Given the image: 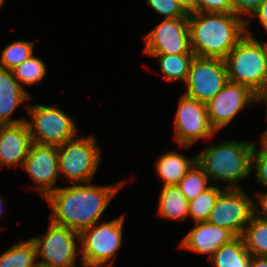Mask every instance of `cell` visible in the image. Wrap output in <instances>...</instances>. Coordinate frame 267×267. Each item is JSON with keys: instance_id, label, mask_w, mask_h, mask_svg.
Segmentation results:
<instances>
[{"instance_id": "obj_1", "label": "cell", "mask_w": 267, "mask_h": 267, "mask_svg": "<svg viewBox=\"0 0 267 267\" xmlns=\"http://www.w3.org/2000/svg\"><path fill=\"white\" fill-rule=\"evenodd\" d=\"M123 185L122 181L104 186L90 182L59 187L44 198L52 209L49 220L80 233L99 221Z\"/></svg>"}, {"instance_id": "obj_2", "label": "cell", "mask_w": 267, "mask_h": 267, "mask_svg": "<svg viewBox=\"0 0 267 267\" xmlns=\"http://www.w3.org/2000/svg\"><path fill=\"white\" fill-rule=\"evenodd\" d=\"M190 46L195 56L225 59L246 35V22L234 13L188 14Z\"/></svg>"}, {"instance_id": "obj_3", "label": "cell", "mask_w": 267, "mask_h": 267, "mask_svg": "<svg viewBox=\"0 0 267 267\" xmlns=\"http://www.w3.org/2000/svg\"><path fill=\"white\" fill-rule=\"evenodd\" d=\"M255 143L224 140L210 145L197 154V163L213 182H226L225 189H242L241 181L252 173V152Z\"/></svg>"}, {"instance_id": "obj_4", "label": "cell", "mask_w": 267, "mask_h": 267, "mask_svg": "<svg viewBox=\"0 0 267 267\" xmlns=\"http://www.w3.org/2000/svg\"><path fill=\"white\" fill-rule=\"evenodd\" d=\"M229 81L244 85L254 93L267 86V50L246 27V35L224 59Z\"/></svg>"}, {"instance_id": "obj_5", "label": "cell", "mask_w": 267, "mask_h": 267, "mask_svg": "<svg viewBox=\"0 0 267 267\" xmlns=\"http://www.w3.org/2000/svg\"><path fill=\"white\" fill-rule=\"evenodd\" d=\"M97 224L79 233L82 267H114L123 239L124 216Z\"/></svg>"}, {"instance_id": "obj_6", "label": "cell", "mask_w": 267, "mask_h": 267, "mask_svg": "<svg viewBox=\"0 0 267 267\" xmlns=\"http://www.w3.org/2000/svg\"><path fill=\"white\" fill-rule=\"evenodd\" d=\"M58 150L59 174L72 184L90 183L102 160V151L92 136L68 140Z\"/></svg>"}, {"instance_id": "obj_7", "label": "cell", "mask_w": 267, "mask_h": 267, "mask_svg": "<svg viewBox=\"0 0 267 267\" xmlns=\"http://www.w3.org/2000/svg\"><path fill=\"white\" fill-rule=\"evenodd\" d=\"M26 123L34 143L59 147L76 137L74 120L56 105L28 104Z\"/></svg>"}, {"instance_id": "obj_8", "label": "cell", "mask_w": 267, "mask_h": 267, "mask_svg": "<svg viewBox=\"0 0 267 267\" xmlns=\"http://www.w3.org/2000/svg\"><path fill=\"white\" fill-rule=\"evenodd\" d=\"M43 236L32 237L35 243L38 266L76 267L80 253L79 233L49 221ZM78 241V243H77Z\"/></svg>"}, {"instance_id": "obj_9", "label": "cell", "mask_w": 267, "mask_h": 267, "mask_svg": "<svg viewBox=\"0 0 267 267\" xmlns=\"http://www.w3.org/2000/svg\"><path fill=\"white\" fill-rule=\"evenodd\" d=\"M229 82L224 59L194 56L184 83L186 96L209 102Z\"/></svg>"}, {"instance_id": "obj_10", "label": "cell", "mask_w": 267, "mask_h": 267, "mask_svg": "<svg viewBox=\"0 0 267 267\" xmlns=\"http://www.w3.org/2000/svg\"><path fill=\"white\" fill-rule=\"evenodd\" d=\"M215 134L208 119L206 104L181 95L175 113L173 135L179 147H190L200 139L211 140Z\"/></svg>"}, {"instance_id": "obj_11", "label": "cell", "mask_w": 267, "mask_h": 267, "mask_svg": "<svg viewBox=\"0 0 267 267\" xmlns=\"http://www.w3.org/2000/svg\"><path fill=\"white\" fill-rule=\"evenodd\" d=\"M255 202L243 189H224L207 222L227 229L235 237L241 236L255 214Z\"/></svg>"}, {"instance_id": "obj_12", "label": "cell", "mask_w": 267, "mask_h": 267, "mask_svg": "<svg viewBox=\"0 0 267 267\" xmlns=\"http://www.w3.org/2000/svg\"><path fill=\"white\" fill-rule=\"evenodd\" d=\"M256 102V93L250 88L229 81L206 103L210 125L216 133L225 128L243 108Z\"/></svg>"}, {"instance_id": "obj_13", "label": "cell", "mask_w": 267, "mask_h": 267, "mask_svg": "<svg viewBox=\"0 0 267 267\" xmlns=\"http://www.w3.org/2000/svg\"><path fill=\"white\" fill-rule=\"evenodd\" d=\"M144 36L145 54L193 53L188 18L163 19Z\"/></svg>"}, {"instance_id": "obj_14", "label": "cell", "mask_w": 267, "mask_h": 267, "mask_svg": "<svg viewBox=\"0 0 267 267\" xmlns=\"http://www.w3.org/2000/svg\"><path fill=\"white\" fill-rule=\"evenodd\" d=\"M22 170L27 172L34 185L37 184L34 190L45 198L59 188L54 185L60 175L57 147L32 142Z\"/></svg>"}, {"instance_id": "obj_15", "label": "cell", "mask_w": 267, "mask_h": 267, "mask_svg": "<svg viewBox=\"0 0 267 267\" xmlns=\"http://www.w3.org/2000/svg\"><path fill=\"white\" fill-rule=\"evenodd\" d=\"M180 242V248L198 254H213L224 244L229 243L235 236L225 228L209 224L207 221L196 222Z\"/></svg>"}, {"instance_id": "obj_16", "label": "cell", "mask_w": 267, "mask_h": 267, "mask_svg": "<svg viewBox=\"0 0 267 267\" xmlns=\"http://www.w3.org/2000/svg\"><path fill=\"white\" fill-rule=\"evenodd\" d=\"M31 143L26 122L0 125V165L22 168Z\"/></svg>"}, {"instance_id": "obj_17", "label": "cell", "mask_w": 267, "mask_h": 267, "mask_svg": "<svg viewBox=\"0 0 267 267\" xmlns=\"http://www.w3.org/2000/svg\"><path fill=\"white\" fill-rule=\"evenodd\" d=\"M32 95L15 79L12 70L0 68V125L26 122L25 118L11 119L14 111Z\"/></svg>"}, {"instance_id": "obj_18", "label": "cell", "mask_w": 267, "mask_h": 267, "mask_svg": "<svg viewBox=\"0 0 267 267\" xmlns=\"http://www.w3.org/2000/svg\"><path fill=\"white\" fill-rule=\"evenodd\" d=\"M197 162V156L186 158L179 152H165L155 163V170L164 186L177 185L191 167Z\"/></svg>"}, {"instance_id": "obj_19", "label": "cell", "mask_w": 267, "mask_h": 267, "mask_svg": "<svg viewBox=\"0 0 267 267\" xmlns=\"http://www.w3.org/2000/svg\"><path fill=\"white\" fill-rule=\"evenodd\" d=\"M157 215L162 219L183 221L188 218L189 201L177 185L162 187Z\"/></svg>"}, {"instance_id": "obj_20", "label": "cell", "mask_w": 267, "mask_h": 267, "mask_svg": "<svg viewBox=\"0 0 267 267\" xmlns=\"http://www.w3.org/2000/svg\"><path fill=\"white\" fill-rule=\"evenodd\" d=\"M251 257L238 236L222 245L209 260L213 267H249Z\"/></svg>"}, {"instance_id": "obj_21", "label": "cell", "mask_w": 267, "mask_h": 267, "mask_svg": "<svg viewBox=\"0 0 267 267\" xmlns=\"http://www.w3.org/2000/svg\"><path fill=\"white\" fill-rule=\"evenodd\" d=\"M150 57H156L159 60V66L162 76L167 81H181L185 83L190 70L191 62L195 56L194 53H185L178 55L169 54H147Z\"/></svg>"}, {"instance_id": "obj_22", "label": "cell", "mask_w": 267, "mask_h": 267, "mask_svg": "<svg viewBox=\"0 0 267 267\" xmlns=\"http://www.w3.org/2000/svg\"><path fill=\"white\" fill-rule=\"evenodd\" d=\"M241 237L251 256L267 257V220L254 214Z\"/></svg>"}, {"instance_id": "obj_23", "label": "cell", "mask_w": 267, "mask_h": 267, "mask_svg": "<svg viewBox=\"0 0 267 267\" xmlns=\"http://www.w3.org/2000/svg\"><path fill=\"white\" fill-rule=\"evenodd\" d=\"M0 267H38L35 243L28 239L13 244L0 255Z\"/></svg>"}, {"instance_id": "obj_24", "label": "cell", "mask_w": 267, "mask_h": 267, "mask_svg": "<svg viewBox=\"0 0 267 267\" xmlns=\"http://www.w3.org/2000/svg\"><path fill=\"white\" fill-rule=\"evenodd\" d=\"M222 188L223 187L216 186V184H212L193 200L189 201L188 217L190 216L194 223L208 220L216 200L220 193L225 189Z\"/></svg>"}, {"instance_id": "obj_25", "label": "cell", "mask_w": 267, "mask_h": 267, "mask_svg": "<svg viewBox=\"0 0 267 267\" xmlns=\"http://www.w3.org/2000/svg\"><path fill=\"white\" fill-rule=\"evenodd\" d=\"M211 185L208 175L197 162L177 184L188 201L193 200Z\"/></svg>"}, {"instance_id": "obj_26", "label": "cell", "mask_w": 267, "mask_h": 267, "mask_svg": "<svg viewBox=\"0 0 267 267\" xmlns=\"http://www.w3.org/2000/svg\"><path fill=\"white\" fill-rule=\"evenodd\" d=\"M12 72L22 86L23 84L33 86L43 80L47 68L43 60L32 54L27 60L12 69Z\"/></svg>"}, {"instance_id": "obj_27", "label": "cell", "mask_w": 267, "mask_h": 267, "mask_svg": "<svg viewBox=\"0 0 267 267\" xmlns=\"http://www.w3.org/2000/svg\"><path fill=\"white\" fill-rule=\"evenodd\" d=\"M36 41L17 40L4 48L0 57V68L12 70L34 54Z\"/></svg>"}, {"instance_id": "obj_28", "label": "cell", "mask_w": 267, "mask_h": 267, "mask_svg": "<svg viewBox=\"0 0 267 267\" xmlns=\"http://www.w3.org/2000/svg\"><path fill=\"white\" fill-rule=\"evenodd\" d=\"M156 13L164 16V19L188 18V14L175 0H146Z\"/></svg>"}, {"instance_id": "obj_29", "label": "cell", "mask_w": 267, "mask_h": 267, "mask_svg": "<svg viewBox=\"0 0 267 267\" xmlns=\"http://www.w3.org/2000/svg\"><path fill=\"white\" fill-rule=\"evenodd\" d=\"M195 12L233 13L231 0H195Z\"/></svg>"}, {"instance_id": "obj_30", "label": "cell", "mask_w": 267, "mask_h": 267, "mask_svg": "<svg viewBox=\"0 0 267 267\" xmlns=\"http://www.w3.org/2000/svg\"><path fill=\"white\" fill-rule=\"evenodd\" d=\"M251 170L255 171V179L258 184L267 188V156L257 149V144L252 152Z\"/></svg>"}, {"instance_id": "obj_31", "label": "cell", "mask_w": 267, "mask_h": 267, "mask_svg": "<svg viewBox=\"0 0 267 267\" xmlns=\"http://www.w3.org/2000/svg\"><path fill=\"white\" fill-rule=\"evenodd\" d=\"M233 13L242 18L246 22V27L250 23L249 16H251L258 7L262 4L263 0H231ZM247 17V18H246Z\"/></svg>"}, {"instance_id": "obj_32", "label": "cell", "mask_w": 267, "mask_h": 267, "mask_svg": "<svg viewBox=\"0 0 267 267\" xmlns=\"http://www.w3.org/2000/svg\"><path fill=\"white\" fill-rule=\"evenodd\" d=\"M256 192V196L258 197V202L255 203V214L260 218L267 220V192Z\"/></svg>"}, {"instance_id": "obj_33", "label": "cell", "mask_w": 267, "mask_h": 267, "mask_svg": "<svg viewBox=\"0 0 267 267\" xmlns=\"http://www.w3.org/2000/svg\"><path fill=\"white\" fill-rule=\"evenodd\" d=\"M257 17L261 27L264 28V30L267 33V0H263L262 4L258 7V9L251 15V17Z\"/></svg>"}, {"instance_id": "obj_34", "label": "cell", "mask_w": 267, "mask_h": 267, "mask_svg": "<svg viewBox=\"0 0 267 267\" xmlns=\"http://www.w3.org/2000/svg\"><path fill=\"white\" fill-rule=\"evenodd\" d=\"M175 1L179 3V5L187 14L195 12V0H175Z\"/></svg>"}, {"instance_id": "obj_35", "label": "cell", "mask_w": 267, "mask_h": 267, "mask_svg": "<svg viewBox=\"0 0 267 267\" xmlns=\"http://www.w3.org/2000/svg\"><path fill=\"white\" fill-rule=\"evenodd\" d=\"M249 267H267V257L252 256L249 262Z\"/></svg>"}, {"instance_id": "obj_36", "label": "cell", "mask_w": 267, "mask_h": 267, "mask_svg": "<svg viewBox=\"0 0 267 267\" xmlns=\"http://www.w3.org/2000/svg\"><path fill=\"white\" fill-rule=\"evenodd\" d=\"M265 102L267 104V86L256 94V103Z\"/></svg>"}, {"instance_id": "obj_37", "label": "cell", "mask_w": 267, "mask_h": 267, "mask_svg": "<svg viewBox=\"0 0 267 267\" xmlns=\"http://www.w3.org/2000/svg\"><path fill=\"white\" fill-rule=\"evenodd\" d=\"M261 146L259 148V150L265 155L267 156V129L266 131L263 132L262 134V138H261Z\"/></svg>"}, {"instance_id": "obj_38", "label": "cell", "mask_w": 267, "mask_h": 267, "mask_svg": "<svg viewBox=\"0 0 267 267\" xmlns=\"http://www.w3.org/2000/svg\"><path fill=\"white\" fill-rule=\"evenodd\" d=\"M3 203H4V202H3V200H2V197L0 196V217H1V215L3 214V210H4V209H3V208H4V207H3Z\"/></svg>"}, {"instance_id": "obj_39", "label": "cell", "mask_w": 267, "mask_h": 267, "mask_svg": "<svg viewBox=\"0 0 267 267\" xmlns=\"http://www.w3.org/2000/svg\"><path fill=\"white\" fill-rule=\"evenodd\" d=\"M5 0H0V7L3 5Z\"/></svg>"}, {"instance_id": "obj_40", "label": "cell", "mask_w": 267, "mask_h": 267, "mask_svg": "<svg viewBox=\"0 0 267 267\" xmlns=\"http://www.w3.org/2000/svg\"><path fill=\"white\" fill-rule=\"evenodd\" d=\"M264 44H265V47H266V50H267V41H264Z\"/></svg>"}]
</instances>
